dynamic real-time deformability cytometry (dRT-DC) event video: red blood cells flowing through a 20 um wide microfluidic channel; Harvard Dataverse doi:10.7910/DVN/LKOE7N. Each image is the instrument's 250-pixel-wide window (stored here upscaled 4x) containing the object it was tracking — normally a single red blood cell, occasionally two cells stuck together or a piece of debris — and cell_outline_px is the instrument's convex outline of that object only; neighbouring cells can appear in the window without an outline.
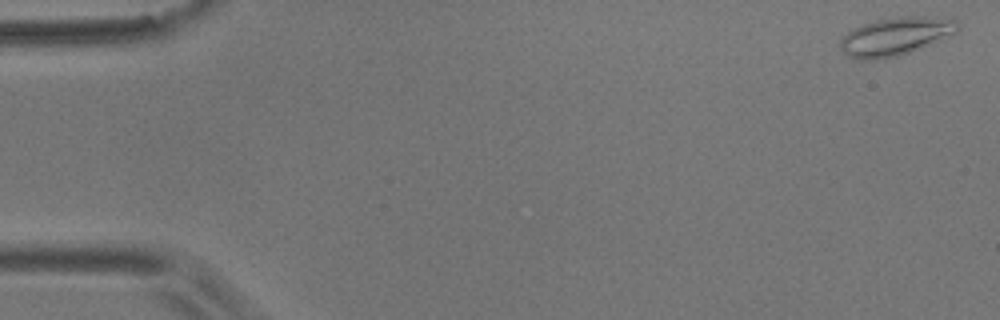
{"species": "common noctule bat (a hibernating species)", "species_latin": "Nyctalus noctula", "temperature_condition": "room temperature", "stored_images_in_passage": 5, "camera_frame_rate_fps": 3000, "um_per_image_px": 0.085, "animal": {"sex": "male", "body_mass_g": 17.9}, "frame": {"image": 1, "passage_image": 1, "time_ms": 0.0, "image_size_px": [1000, 320], "cell_outline_px": [[960, 28], [956, 32], [908, 52], [896, 56], [876, 60], [864, 60], [848, 56], [840, 48], [840, 40], [848, 32], [864, 24], [876, 20], [900, 16], [920, 16], [956, 20]], "centroid_in_image_um": [76.08, 3.09], "position_along_channel_um": 8.9, "area_um2": 25.37}}